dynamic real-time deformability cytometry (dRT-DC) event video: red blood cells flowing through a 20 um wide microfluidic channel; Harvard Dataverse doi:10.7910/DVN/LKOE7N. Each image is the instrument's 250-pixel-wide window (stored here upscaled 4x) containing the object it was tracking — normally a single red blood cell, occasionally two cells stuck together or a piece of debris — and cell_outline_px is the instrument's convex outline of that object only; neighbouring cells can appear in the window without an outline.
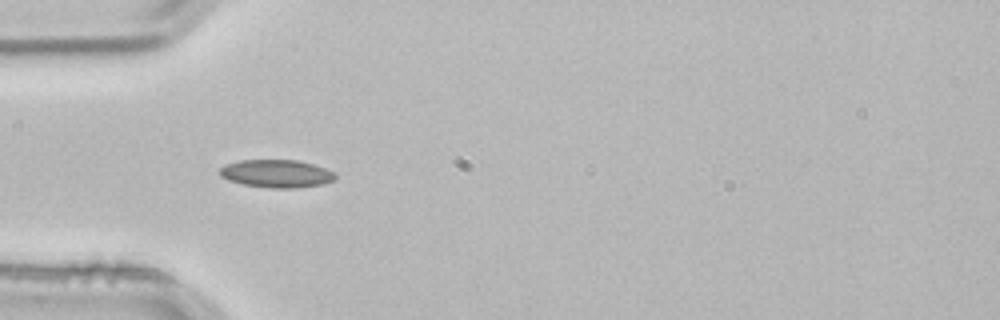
{"species": "common noctule bat (a hibernating species)", "species_latin": "Nyctalus noctula", "temperature_condition": "room temperature", "stored_images_in_passage": 2, "camera_frame_rate_fps": 3000, "um_per_image_px": 0.085, "animal": {"sex": "male", "body_mass_g": 21.5, "forearm_length_mm": 52.0}, "frame": {"image": 1, "passage_image": 2, "time_ms": 0.333, "image_size_px": [1000, 320], "cell_outline_px": [[336, 180], [324, 184], [296, 188], [272, 188], [244, 184], [228, 180], [220, 176], [220, 168], [224, 164], [240, 160], [296, 160], [312, 164], [336, 172]], "centroid_in_image_um": [23.52, 14.76], "position_along_channel_um": 61.5, "area_um2": 18.84}}